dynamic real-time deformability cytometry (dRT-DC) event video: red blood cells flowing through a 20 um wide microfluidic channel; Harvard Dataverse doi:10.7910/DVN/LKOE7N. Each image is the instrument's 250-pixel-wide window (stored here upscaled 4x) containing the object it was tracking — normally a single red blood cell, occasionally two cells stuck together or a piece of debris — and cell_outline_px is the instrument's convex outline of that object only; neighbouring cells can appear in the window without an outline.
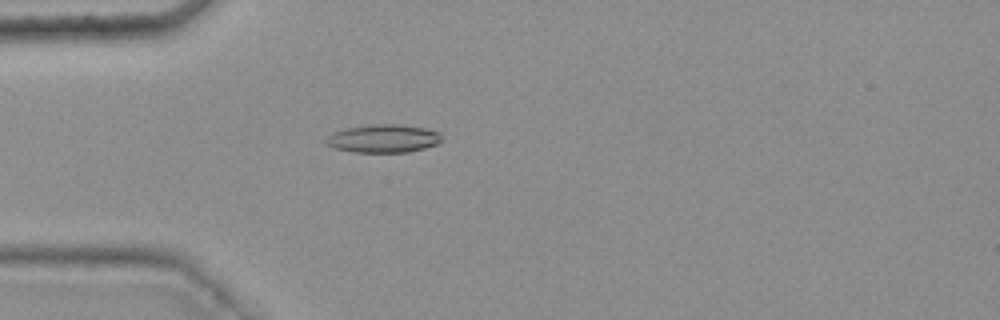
{"species": "common noctule bat (a hibernating species)", "species_latin": "Nyctalus noctula", "temperature_condition": "warm", "stored_images_in_passage": 48, "camera_frame_rate_fps": 3000, "um_per_image_px": 0.085, "animal": {"sex": "female", "body_mass_g": 25.1}, "frame": {"image": 1, "passage_image": 15, "time_ms": 4.667, "image_size_px": [1000, 320], "cell_outline_px": [[440, 144], [408, 152], [352, 152], [332, 148], [324, 144], [324, 140], [328, 136], [336, 132], [348, 128], [380, 124], [396, 124], [424, 128], [440, 132]], "centroid_in_image_um": [32.57, 11.79], "position_along_channel_um": 52.4, "area_um2": 18.84}}
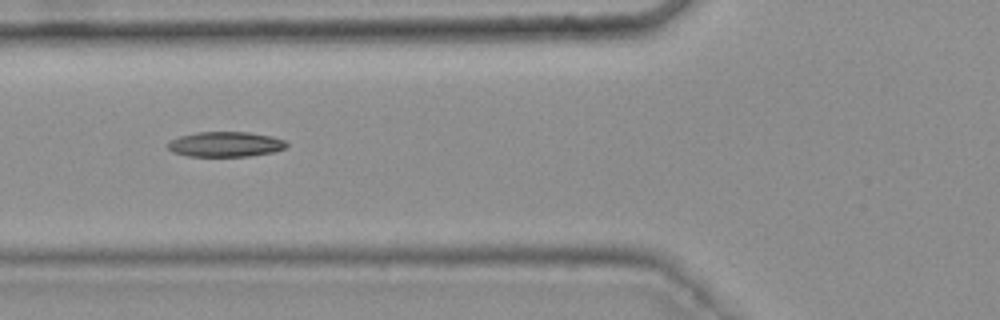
{"frame": {"image": 2, "passage_image": 20, "time_ms": 6.333, "image_size_px": [1000, 320], "cell_outline_px": [[288, 144], [284, 148], [272, 152], [248, 156], [188, 156], [172, 152], [168, 148], [168, 144], [172, 140], [180, 136], [196, 132], [248, 132], [272, 136], [284, 140]], "centroid_in_image_um": [19.16, 12.26], "position_along_channel_um": 106.6, "area_um2": 17.22}}
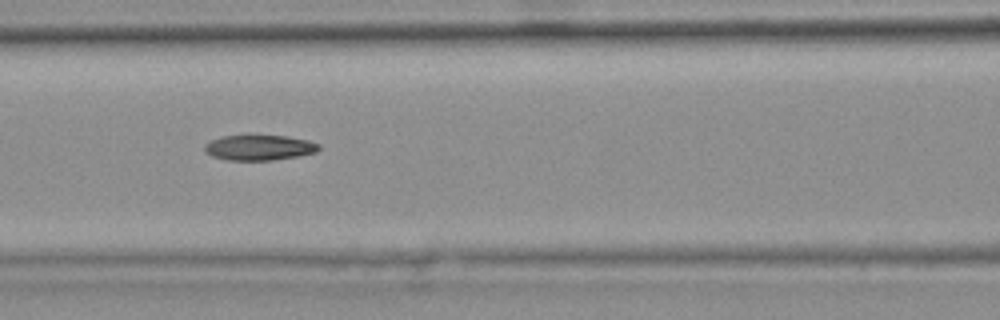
{"frame": {"image": 3, "passage_image": 23, "time_ms": 7.333, "image_size_px": [1000, 320], "cell_outline_px": [[320, 148], [316, 152], [300, 156], [272, 160], [224, 160], [212, 156], [204, 152], [204, 144], [220, 136], [288, 136], [308, 140], [320, 144]], "centroid_in_image_um": [22.03, 12.55], "position_along_channel_um": 144.6, "area_um2": 16.94}, "authors_computed_cell_mechanics": {"area_um2": 17.3978, "velocity_mm_per_s": 3.775, "shape_relaxation_time_tau1_ms": null, "shape_relaxation_time_tau2_ms": 6.9133, "deformation_change_tau1": null, "deformation_change_tau2": 0.1365}}